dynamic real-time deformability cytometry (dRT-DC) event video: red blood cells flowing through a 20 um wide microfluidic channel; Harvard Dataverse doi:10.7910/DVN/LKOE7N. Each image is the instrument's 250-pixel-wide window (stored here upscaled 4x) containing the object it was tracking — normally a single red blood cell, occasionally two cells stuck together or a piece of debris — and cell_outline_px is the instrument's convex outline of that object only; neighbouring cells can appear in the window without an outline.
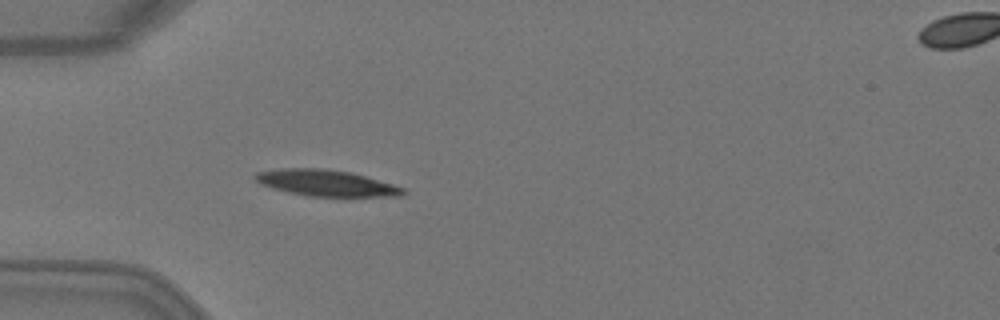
{"species": "Egyptian fruit bat (a non-hibernating species)", "species_latin": "Rousettus aegyptiacus", "temperature_condition": "warm", "stored_images_in_passage": 4, "segment_of_instrument_passage": [1, 2], "camera_frame_rate_fps": 3000, "um_per_image_px": 0.085, "animal": {"sex": "female"}, "frame": {"image": 1, "passage_image": 3, "time_ms": 0.667, "image_size_px": [1000, 320], "cell_outline_px": [[408, 192], [404, 196], [308, 196], [288, 192], [272, 188], [260, 184], [252, 176], [256, 172], [280, 168], [324, 168], [352, 172], [392, 184], [404, 188]], "centroid_in_image_um": [27.71, 15.55], "position_along_channel_um": 57.3, "area_um2": 22.72}}